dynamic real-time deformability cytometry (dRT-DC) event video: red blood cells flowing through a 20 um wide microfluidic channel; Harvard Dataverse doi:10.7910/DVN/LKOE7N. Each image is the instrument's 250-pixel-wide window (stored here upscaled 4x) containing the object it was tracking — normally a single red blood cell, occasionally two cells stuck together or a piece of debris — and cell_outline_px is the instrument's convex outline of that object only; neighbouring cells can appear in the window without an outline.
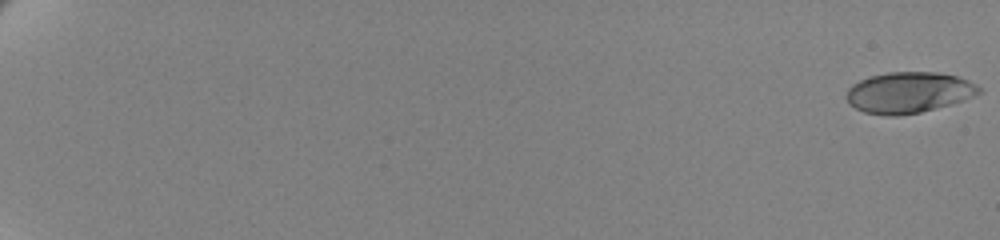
{"species": "human", "species_latin": "Homo sapiens", "temperature_condition": "cold", "stored_images_in_passage": 63, "camera_frame_rate_fps": 3000, "um_per_image_px": 0.085, "donor": {"sex": "female"}, "frame": {"image": 1, "passage_image": 1, "time_ms": 0.0, "image_size_px": [1000, 240], "cell_outline_px": [[980, 92], [964, 100], [952, 104], [920, 112], [896, 116], [888, 116], [864, 112], [848, 104], [844, 96], [848, 88], [852, 84], [860, 80], [872, 76], [888, 72], [936, 72], [956, 76], [968, 80], [976, 84], [980, 88]], "centroid_in_image_um": [77.2, 7.87], "position_along_channel_um": 7.8, "area_um2": 31.67}}
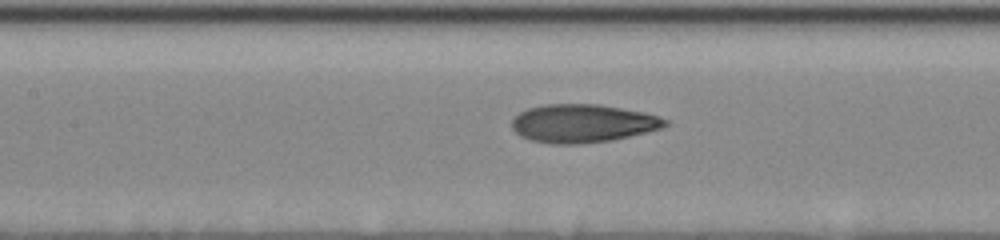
{"frame": {"image": 2, "passage_image": 34, "time_ms": 11.0, "image_size_px": [1000, 240], "cell_outline_px": [[668, 124], [660, 128], [612, 140], [576, 144], [552, 144], [528, 140], [520, 136], [512, 128], [512, 120], [520, 112], [528, 108], [544, 104], [600, 104], [644, 112], [668, 120]], "centroid_in_image_um": [49.48, 10.48], "position_along_channel_um": 157.9, "area_um2": 34.04}}
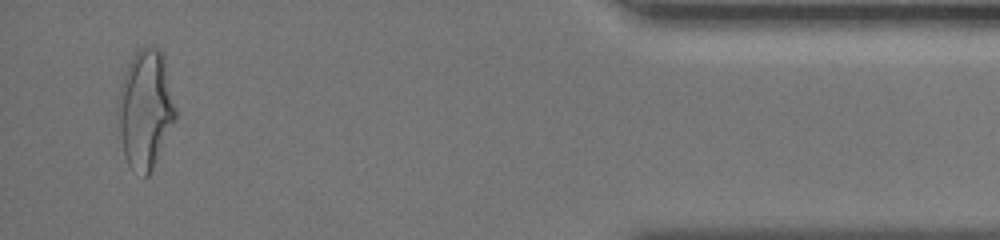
{"frame": {"image": 3, "passage_image": 61, "time_ms": 20.0, "image_size_px": [1000, 240], "cell_outline_px": [[176, 120], [148, 176], [144, 176], [132, 168], [128, 164], [124, 156], [120, 136], [120, 84], [128, 64], [136, 52], [140, 48], [160, 48], [164, 56], [176, 108]], "centroid_in_image_um": [12.39, 9.27], "position_along_channel_um": 422.8, "area_um2": 38.96}, "authors_computed_cell_mechanics": {"area_um2": 33.1194, "velocity_mm_per_s": 3.4656, "shape_relaxation_time_tau1_ms": 4.1498, "shape_relaxation_time_tau2_ms": 1.3495, "deformation_change_tau1": 0.193, "deformation_change_tau2": 0.0862}}